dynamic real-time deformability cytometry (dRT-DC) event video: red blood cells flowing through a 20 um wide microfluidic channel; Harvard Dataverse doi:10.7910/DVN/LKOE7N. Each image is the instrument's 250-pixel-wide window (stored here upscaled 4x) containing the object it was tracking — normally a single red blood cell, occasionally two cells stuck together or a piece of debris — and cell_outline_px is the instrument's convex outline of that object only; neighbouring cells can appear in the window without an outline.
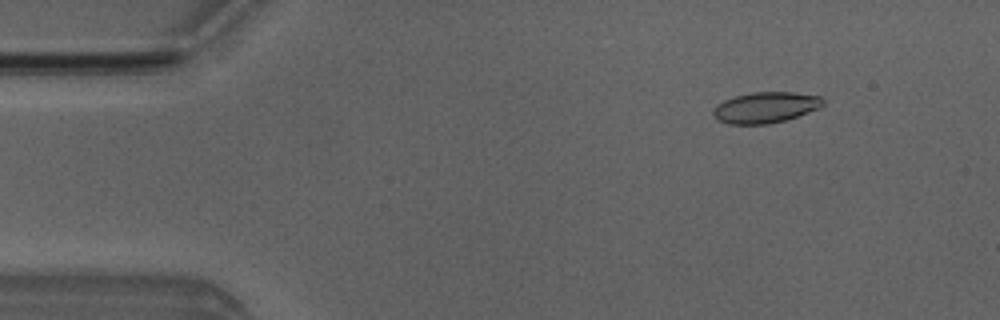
{"species": "Egyptian fruit bat (a non-hibernating species)", "species_latin": "Rousettus aegyptiacus", "temperature_condition": "room temperature", "stored_images_in_passage": 5, "camera_frame_rate_fps": 3000, "um_per_image_px": 0.085, "animal": {"sex": "male"}, "frame": {"image": 1, "passage_image": 2, "time_ms": 1.0, "image_size_px": [1000, 320], "cell_outline_px": [[824, 104], [820, 108], [784, 120], [768, 124], [728, 124], [716, 120], [712, 116], [712, 112], [716, 104], [724, 100], [736, 96], [752, 92], [792, 92], [820, 96], [824, 100]], "centroid_in_image_um": [65.03, 9.13], "position_along_channel_um": 20.0, "area_um2": 19.83}}